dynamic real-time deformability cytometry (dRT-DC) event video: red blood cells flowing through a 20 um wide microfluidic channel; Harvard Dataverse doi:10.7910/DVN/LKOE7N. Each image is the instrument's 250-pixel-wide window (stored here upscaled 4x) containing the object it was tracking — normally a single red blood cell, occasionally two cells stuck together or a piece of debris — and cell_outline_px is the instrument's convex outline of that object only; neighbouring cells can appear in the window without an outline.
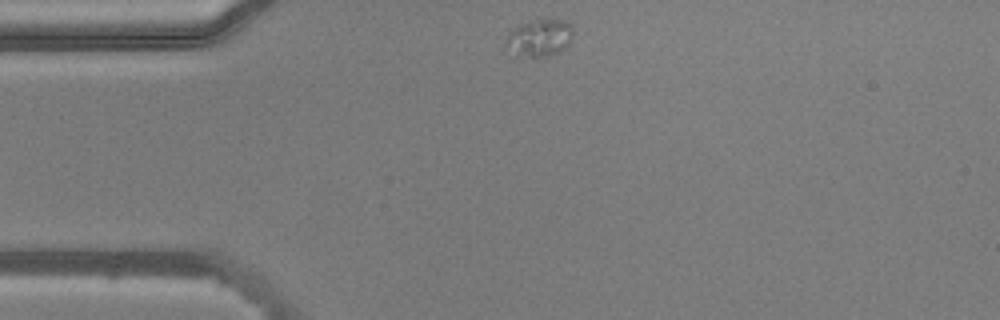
{"species": "common noctule bat (a hibernating species)", "species_latin": "Nyctalus noctula", "temperature_condition": "warm", "stored_images_in_passage": 44, "camera_frame_rate_fps": 3000, "um_per_image_px": 0.085, "animal": {"sex": "male", "body_mass_g": 20.5, "forearm_length_mm": 52.5}, "frame": {"image": 1, "passage_image": 1, "time_ms": 0.0, "image_size_px": [1000, 320], "cell_outline_px": [[572, 36], [568, 44], [560, 52], [548, 56], [512, 60], [504, 44], [504, 40], [520, 24], [532, 20], [564, 20], [572, 24]], "centroid_in_image_um": [45.77, 3.31], "position_along_channel_um": 39.2, "area_um2": 15.2}}
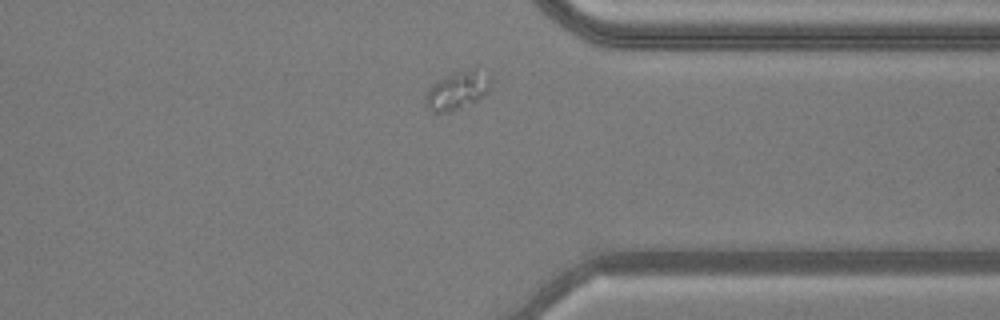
{"frame": {"image": 2, "passage_image": 31, "time_ms": 10.0, "image_size_px": [1000, 320], "cell_outline_px": [[488, 88], [472, 104], [448, 112], [432, 112], [424, 96], [428, 88], [436, 80], [452, 72], [476, 64], [488, 76]], "centroid_in_image_um": [38.84, 7.61], "position_along_channel_um": 372.6, "area_um2": 14.62}}
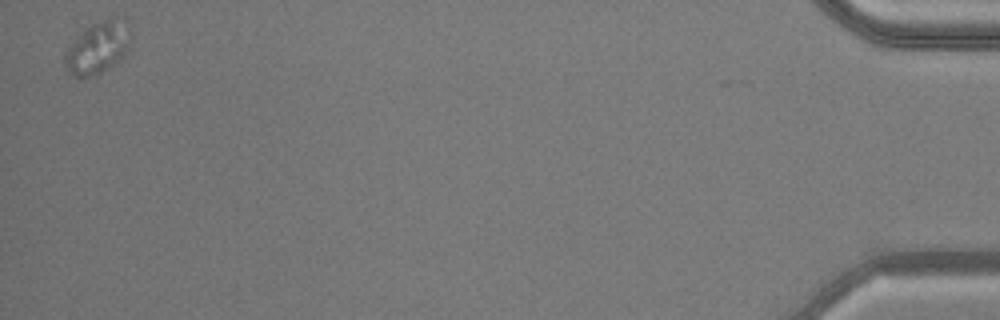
{"frame": {"image": 3, "passage_image": 43, "time_ms": 14.0, "image_size_px": [1000, 320], "cell_outline_px": [[128, 48], [108, 68], [100, 72], [88, 76], [72, 76], [64, 60], [64, 56], [68, 48], [92, 24], [104, 20], [108, 20], [128, 40]], "centroid_in_image_um": [8.12, 4.22], "position_along_channel_um": 427.1, "area_um2": 16.99}}